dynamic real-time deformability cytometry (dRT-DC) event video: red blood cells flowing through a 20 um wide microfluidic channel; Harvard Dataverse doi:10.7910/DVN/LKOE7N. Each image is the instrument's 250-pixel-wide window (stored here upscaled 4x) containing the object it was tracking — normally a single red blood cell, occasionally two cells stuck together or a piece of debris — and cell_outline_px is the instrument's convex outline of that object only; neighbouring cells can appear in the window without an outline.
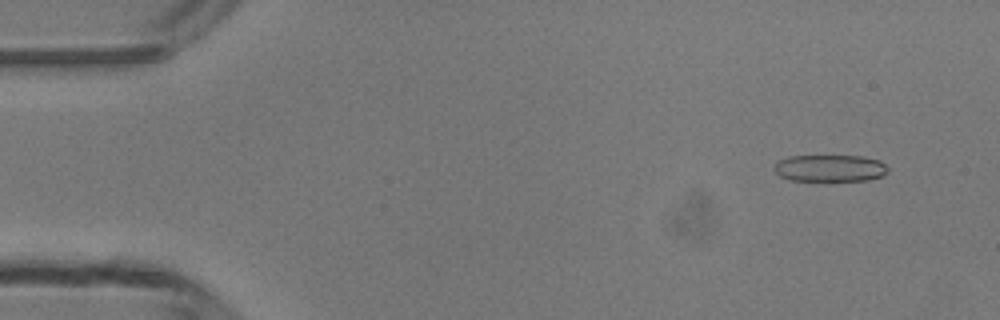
{"species": "common noctule bat (a hibernating species)", "species_latin": "Nyctalus noctula", "temperature_condition": "room temperature", "stored_images_in_passage": 49, "camera_frame_rate_fps": 3000, "um_per_image_px": 0.085, "animal": {"sex": "male", "body_mass_g": 13.3}, "frame": {"image": 1, "passage_image": 4, "time_ms": 1.0, "image_size_px": [1000, 320], "cell_outline_px": [[888, 172], [880, 176], [868, 180], [824, 184], [788, 180], [780, 176], [772, 168], [780, 160], [788, 156], [864, 156], [880, 160], [888, 168]], "centroid_in_image_um": [70.53, 14.35], "position_along_channel_um": 14.5, "area_um2": 18.9}}
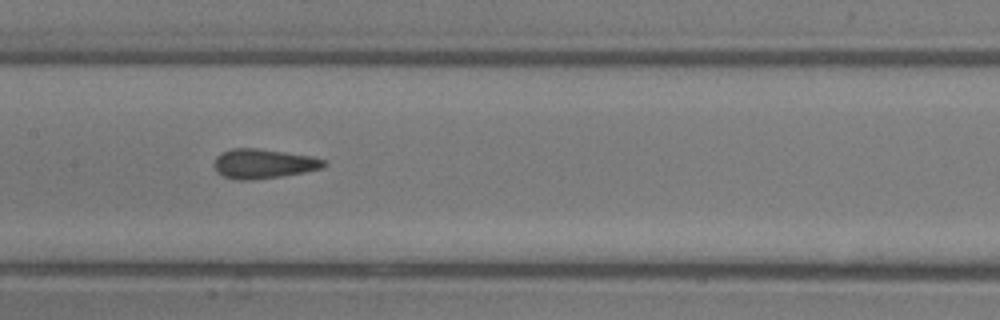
{"frame": {"image": 2, "passage_image": 24, "time_ms": 7.667, "image_size_px": [1000, 320], "cell_outline_px": [[328, 164], [324, 168], [304, 172], [280, 176], [252, 180], [240, 180], [224, 176], [216, 172], [212, 164], [216, 156], [220, 152], [232, 148], [256, 148], [312, 156], [328, 160]], "centroid_in_image_um": [22.39, 13.91], "position_along_channel_um": 185.0, "area_um2": 19.13}}
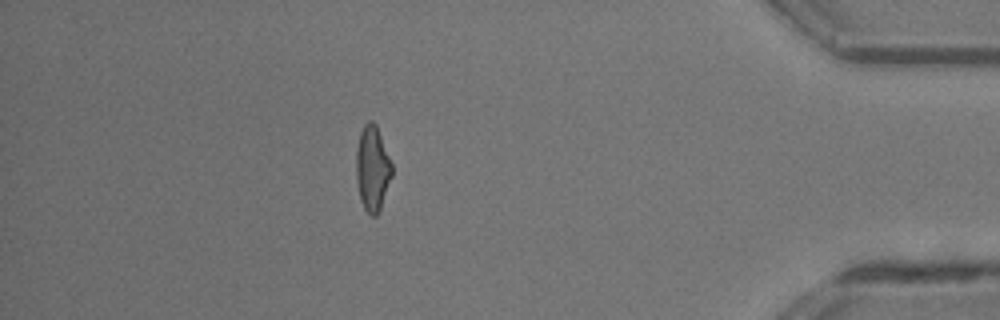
{"frame": {"image": 3, "passage_image": 43, "time_ms": 14.0, "image_size_px": [1000, 320], "cell_outline_px": [[392, 176], [380, 212], [376, 216], [372, 216], [364, 208], [360, 200], [356, 180], [356, 148], [360, 132], [364, 124], [368, 120], [372, 120], [376, 124], [392, 164]], "centroid_in_image_um": [31.65, 14.33], "position_along_channel_um": 403.5, "area_um2": 17.98}, "authors_computed_cell_mechanics": {"area_um2": 18.7272, "velocity_mm_per_s": 4.2009, "shape_relaxation_time_tau1_ms": 8.1411, "shape_relaxation_time_tau2_ms": 1.8185, "deformation_change_tau1": 0.1672, "deformation_change_tau2": 0.0828}}